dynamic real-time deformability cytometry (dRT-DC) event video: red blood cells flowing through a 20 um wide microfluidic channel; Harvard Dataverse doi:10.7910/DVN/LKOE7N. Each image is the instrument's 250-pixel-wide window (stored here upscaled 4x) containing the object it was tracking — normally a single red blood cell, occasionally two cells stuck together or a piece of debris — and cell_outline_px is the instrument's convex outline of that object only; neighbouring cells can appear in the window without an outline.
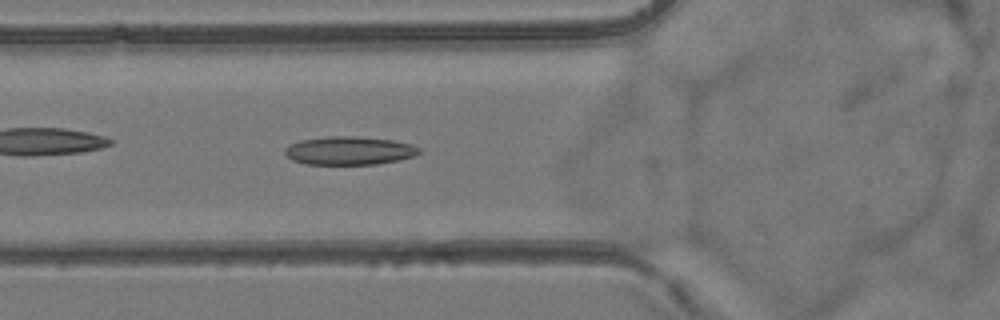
{"species": "common noctule bat (a hibernating species)", "species_latin": "Nyctalus noctula", "temperature_condition": "room temperature", "stored_images_in_passage": 39, "camera_frame_rate_fps": 3000, "um_per_image_px": 0.085, "animal": {"sex": "female", "body_mass_g": 24.6, "forearm_length_mm": 56.2}, "frame": {"image": 1, "passage_image": 5, "time_ms": 1.333, "image_size_px": [1000, 320], "cell_outline_px": [[420, 152], [412, 156], [396, 160], [376, 164], [304, 164], [292, 160], [284, 152], [284, 148], [288, 144], [300, 140], [328, 136], [356, 136], [392, 140], [412, 144], [420, 148]], "centroid_in_image_um": [29.64, 12.79], "position_along_channel_um": 96.2, "area_um2": 22.14}}
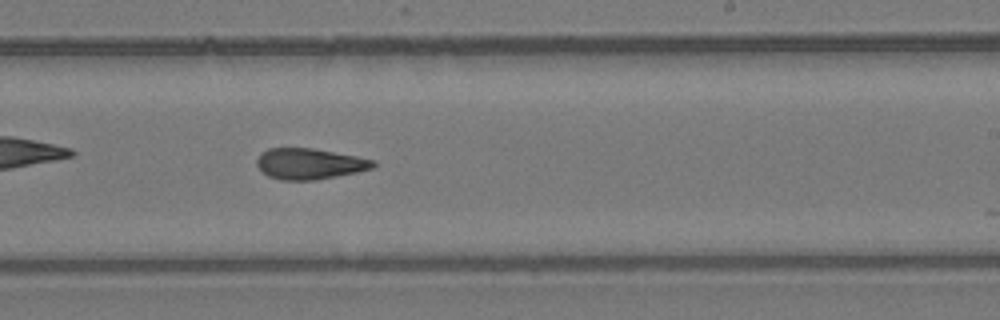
{"frame": {"image": 2, "passage_image": 18, "time_ms": 5.667, "image_size_px": [1000, 320], "cell_outline_px": [[376, 164], [372, 168], [356, 172], [316, 180], [280, 180], [268, 176], [256, 164], [256, 160], [260, 152], [268, 148], [312, 148], [356, 156], [376, 160]], "centroid_in_image_um": [26.29, 13.92], "position_along_channel_um": 262.7, "area_um2": 20.92}}
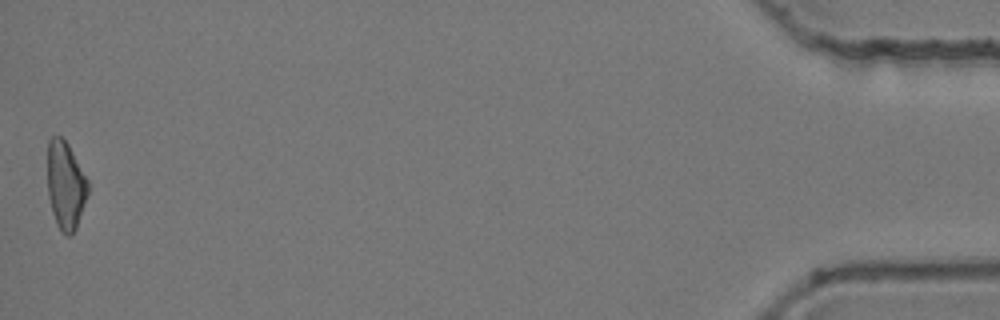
{"frame": {"image": 3, "passage_image": 39, "time_ms": 12.667, "image_size_px": [1000, 320], "cell_outline_px": [[88, 192], [76, 228], [72, 236], [68, 236], [60, 232], [56, 224], [52, 212], [48, 196], [48, 140], [52, 136], [60, 136], [68, 144], [88, 180]], "centroid_in_image_um": [5.56, 15.78], "position_along_channel_um": 429.6, "area_um2": 20.69}, "authors_computed_cell_mechanics": {"area_um2": 21.1548, "velocity_mm_per_s": 3.8323, "shape_relaxation_time_tau1_ms": null, "shape_relaxation_time_tau2_ms": 4.3532, "deformation_change_tau1": null, "deformation_change_tau2": 0.143}}